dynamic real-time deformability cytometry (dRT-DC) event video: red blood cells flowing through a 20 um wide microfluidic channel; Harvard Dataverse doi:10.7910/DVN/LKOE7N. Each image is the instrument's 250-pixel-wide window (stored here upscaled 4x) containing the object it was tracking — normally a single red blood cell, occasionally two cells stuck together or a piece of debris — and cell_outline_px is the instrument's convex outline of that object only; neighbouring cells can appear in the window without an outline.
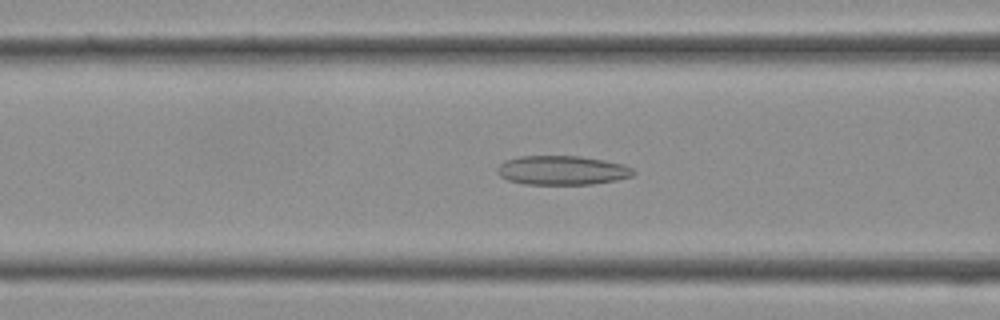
{"species": "Egyptian fruit bat (a non-hibernating species)", "species_latin": "Rousettus aegyptiacus", "temperature_condition": "cold", "stored_images_in_passage": 38, "camera_frame_rate_fps": 3000, "um_per_image_px": 0.085, "frame": {"image": 1, "passage_image": 15, "time_ms": 4.667, "image_size_px": [1000, 320], "cell_outline_px": [[636, 172], [632, 176], [616, 180], [592, 184], [524, 184], [508, 180], [500, 176], [496, 172], [496, 168], [504, 160], [520, 156], [580, 156], [604, 160], [624, 164], [632, 168]], "centroid_in_image_um": [47.77, 14.47], "position_along_channel_um": 118.8, "area_um2": 23.24}}
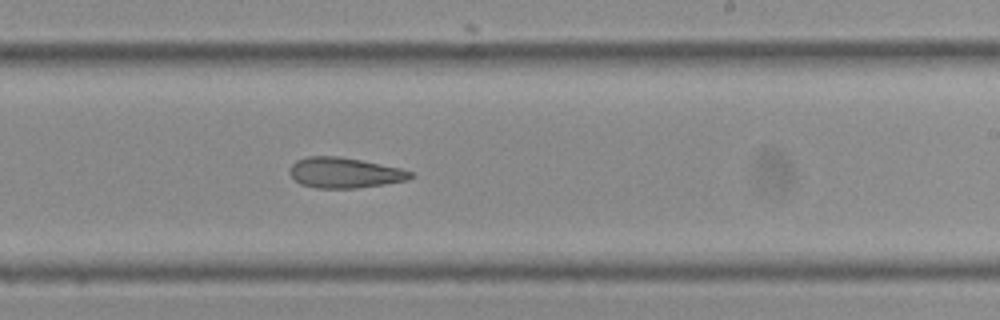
{"frame": {"image": 2, "passage_image": 23, "time_ms": 7.333, "image_size_px": [1000, 320], "cell_outline_px": [[416, 176], [408, 180], [384, 184], [356, 188], [316, 188], [300, 184], [288, 172], [288, 168], [296, 160], [308, 156], [340, 156], [400, 168], [412, 172]], "centroid_in_image_um": [29.28, 14.68], "position_along_channel_um": 259.7, "area_um2": 21.5}}
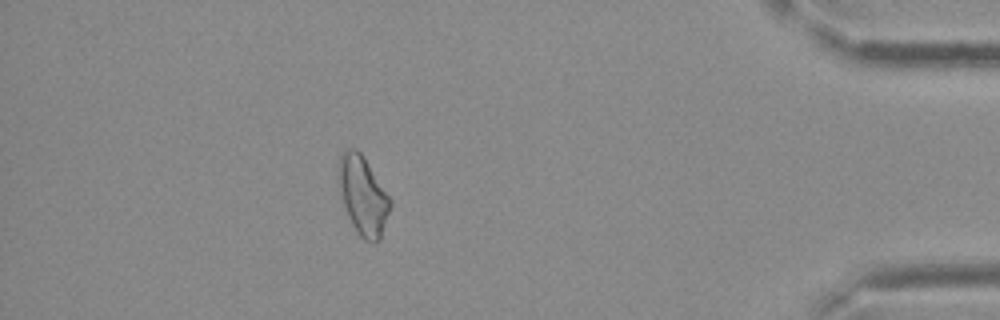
{"frame": {"image": 3, "passage_image": 34, "time_ms": 11.0, "image_size_px": [1000, 320], "cell_outline_px": [[392, 204], [380, 240], [372, 244], [364, 240], [356, 232], [340, 200], [336, 180], [336, 164], [344, 148], [356, 148], [364, 156], [392, 200]], "centroid_in_image_um": [30.8, 16.59], "position_along_channel_um": 404.4, "area_um2": 24.68}}